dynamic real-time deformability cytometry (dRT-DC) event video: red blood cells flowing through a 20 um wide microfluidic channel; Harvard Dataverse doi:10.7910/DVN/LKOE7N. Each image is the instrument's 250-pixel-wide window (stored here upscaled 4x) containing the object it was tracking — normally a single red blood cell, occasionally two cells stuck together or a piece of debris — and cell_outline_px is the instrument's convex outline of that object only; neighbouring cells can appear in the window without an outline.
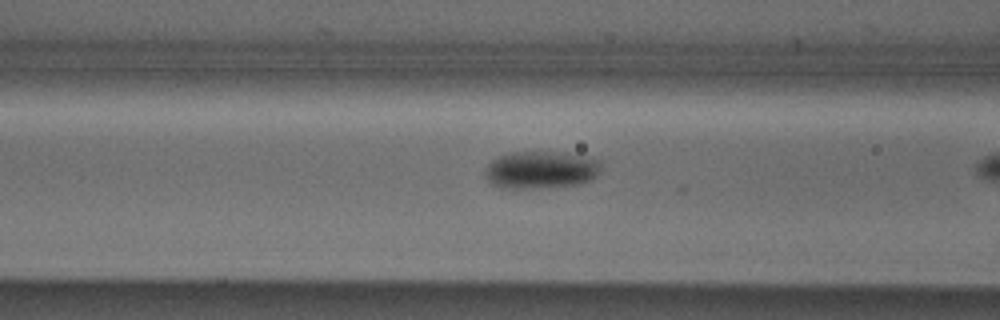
{"species": "Egyptian fruit bat (a non-hibernating species)", "species_latin": "Rousettus aegyptiacus", "temperature_condition": "cold", "stored_images_in_passage": 16, "camera_frame_rate_fps": 3000, "um_per_image_px": 0.085, "animal": {"sex": "male"}, "frame": {"image": 1, "passage_image": 14, "time_ms": 4.333, "image_size_px": [1000, 320], "cell_outline_px": [[600, 172], [592, 180], [576, 184], [532, 188], [504, 188], [492, 184], [488, 180], [484, 172], [484, 168], [492, 160], [500, 156], [512, 152], [564, 152], [592, 156], [600, 160]], "centroid_in_image_um": [46.01, 14.41], "position_along_channel_um": 120.6, "area_um2": 25.49}}